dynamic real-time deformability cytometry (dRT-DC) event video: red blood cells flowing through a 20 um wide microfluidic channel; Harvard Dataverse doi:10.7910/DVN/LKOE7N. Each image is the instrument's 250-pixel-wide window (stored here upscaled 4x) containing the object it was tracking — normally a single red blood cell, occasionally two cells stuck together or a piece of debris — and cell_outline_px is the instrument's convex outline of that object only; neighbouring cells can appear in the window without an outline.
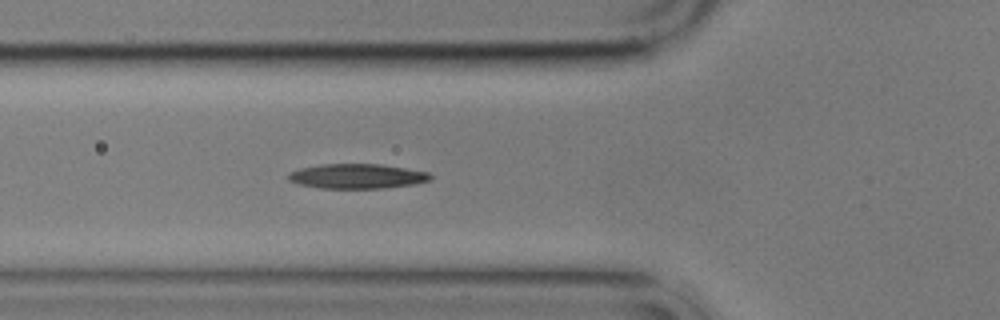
{"species": "common noctule bat (a hibernating species)", "species_latin": "Nyctalus noctula", "temperature_condition": "cold", "stored_images_in_passage": 6, "camera_frame_rate_fps": 3000, "um_per_image_px": 0.085, "animal": {"sex": "male", "body_mass_g": 17.9}, "frame": {"image": 1, "passage_image": 6, "time_ms": 5.667, "image_size_px": [1000, 320], "cell_outline_px": [[432, 176], [428, 180], [416, 184], [384, 188], [320, 188], [300, 184], [288, 180], [288, 172], [300, 168], [320, 164], [380, 164], [428, 172]], "centroid_in_image_um": [30.32, 14.97], "position_along_channel_um": 95.5, "area_um2": 20.4}}